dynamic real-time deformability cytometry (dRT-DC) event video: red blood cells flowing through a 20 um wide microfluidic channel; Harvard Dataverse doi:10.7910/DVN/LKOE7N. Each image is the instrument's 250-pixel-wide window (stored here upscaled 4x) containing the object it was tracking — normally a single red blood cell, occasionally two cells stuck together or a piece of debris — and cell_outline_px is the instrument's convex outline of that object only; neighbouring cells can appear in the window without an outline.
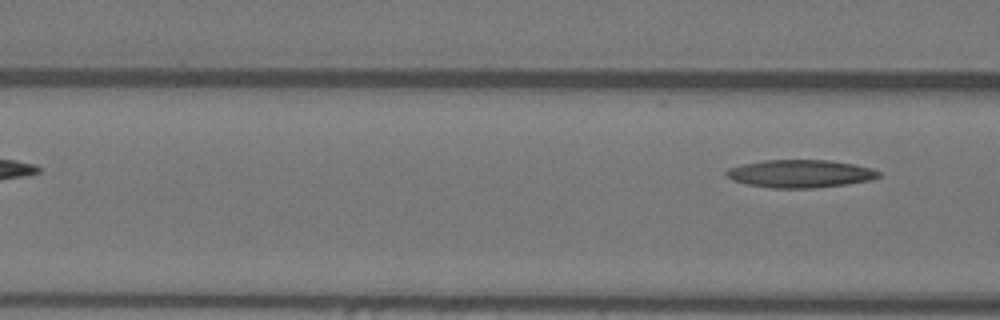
{"species": "Egyptian fruit bat (a non-hibernating species)", "species_latin": "Rousettus aegyptiacus", "temperature_condition": "warm", "stored_images_in_passage": 4, "camera_frame_rate_fps": 3000, "um_per_image_px": 0.085, "animal": {"sex": "female"}, "frame": {"image": 1, "passage_image": 4, "time_ms": 1.0, "image_size_px": [1000, 320], "cell_outline_px": [[880, 176], [872, 180], [844, 184], [812, 188], [772, 188], [744, 184], [732, 180], [724, 172], [728, 168], [744, 164], [764, 160], [828, 160], [852, 164], [872, 168], [880, 172]], "centroid_in_image_um": [68.0, 14.76], "position_along_channel_um": 98.6, "area_um2": 24.62}}